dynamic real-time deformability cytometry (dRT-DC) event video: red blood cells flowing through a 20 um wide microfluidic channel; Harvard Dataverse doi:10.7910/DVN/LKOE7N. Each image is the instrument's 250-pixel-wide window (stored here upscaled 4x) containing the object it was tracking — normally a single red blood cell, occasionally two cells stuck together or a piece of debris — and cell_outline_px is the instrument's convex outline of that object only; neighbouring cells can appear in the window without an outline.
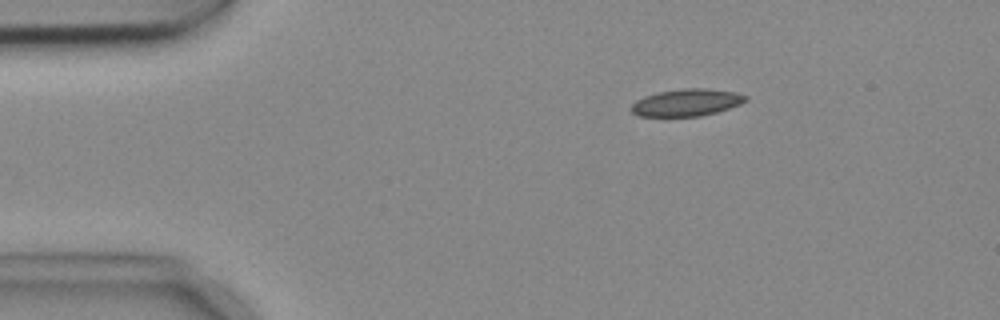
{"species": "common noctule bat (a hibernating species)", "species_latin": "Nyctalus noctula", "temperature_condition": "cold", "stored_images_in_passage": 4, "camera_frame_rate_fps": 3000, "um_per_image_px": 0.085, "animal": {"sex": "female", "body_mass_g": 18.4}, "frame": {"image": 1, "passage_image": 3, "time_ms": 0.667, "image_size_px": [1000, 320], "cell_outline_px": [[748, 100], [740, 104], [716, 112], [700, 116], [640, 116], [632, 112], [632, 104], [636, 100], [644, 96], [656, 92], [684, 88], [708, 88], [736, 92], [748, 96]], "centroid_in_image_um": [58.38, 8.7], "position_along_channel_um": 26.6, "area_um2": 18.09}}